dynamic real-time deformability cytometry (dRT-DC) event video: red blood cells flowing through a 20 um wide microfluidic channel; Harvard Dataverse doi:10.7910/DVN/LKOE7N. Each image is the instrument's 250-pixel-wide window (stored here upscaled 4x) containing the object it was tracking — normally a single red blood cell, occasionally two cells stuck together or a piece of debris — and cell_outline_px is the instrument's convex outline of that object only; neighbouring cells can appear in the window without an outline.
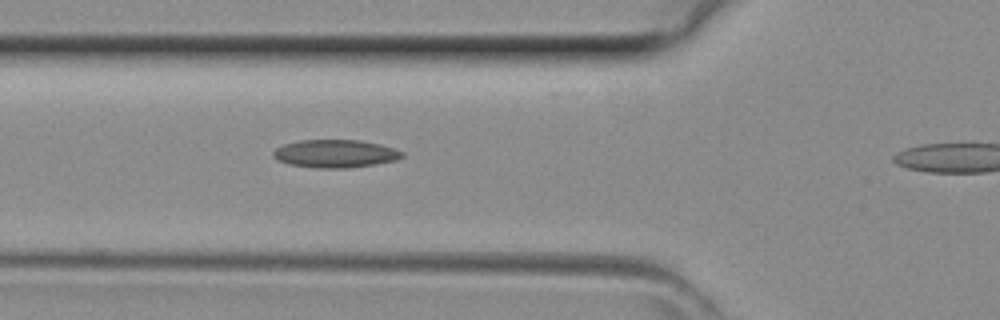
{"species": "common noctule bat (a hibernating species)", "species_latin": "Nyctalus noctula", "temperature_condition": "room temperature", "stored_images_in_passage": 11, "camera_frame_rate_fps": 3000, "um_per_image_px": 0.085, "animal": {"sex": "female", "body_mass_g": 29.2, "forearm_length_mm": 56.3}, "frame": {"image": 1, "passage_image": 10, "time_ms": 3.0, "image_size_px": [1000, 320], "cell_outline_px": [[404, 156], [396, 160], [376, 164], [348, 168], [316, 168], [288, 164], [272, 156], [272, 152], [276, 148], [284, 144], [300, 140], [360, 140], [380, 144], [404, 152]], "centroid_in_image_um": [28.5, 13.06], "position_along_channel_um": 97.3, "area_um2": 20.98}}